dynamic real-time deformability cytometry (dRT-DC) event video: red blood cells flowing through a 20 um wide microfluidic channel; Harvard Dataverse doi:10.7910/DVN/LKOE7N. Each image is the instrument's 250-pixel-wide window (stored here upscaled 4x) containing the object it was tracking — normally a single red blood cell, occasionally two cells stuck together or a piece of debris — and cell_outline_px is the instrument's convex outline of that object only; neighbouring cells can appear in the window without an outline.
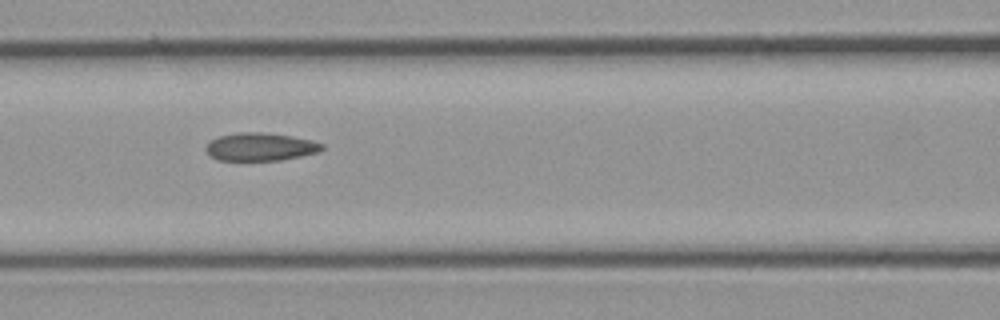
{"species": "common noctule bat (a hibernating species)", "species_latin": "Nyctalus noctula", "temperature_condition": "cold", "stored_images_in_passage": 7, "camera_frame_rate_fps": 3000, "um_per_image_px": 0.085, "animal": {"sex": "male", "body_mass_g": 23.1, "forearm_length_mm": 52.7}, "frame": {"image": 1, "passage_image": 7, "time_ms": 7.333, "image_size_px": [1000, 320], "cell_outline_px": [[324, 148], [320, 152], [280, 160], [216, 160], [204, 148], [212, 140], [220, 136], [240, 132], [260, 132], [292, 136], [324, 144]], "centroid_in_image_um": [22.15, 12.48], "position_along_channel_um": 144.5, "area_um2": 18.67}}